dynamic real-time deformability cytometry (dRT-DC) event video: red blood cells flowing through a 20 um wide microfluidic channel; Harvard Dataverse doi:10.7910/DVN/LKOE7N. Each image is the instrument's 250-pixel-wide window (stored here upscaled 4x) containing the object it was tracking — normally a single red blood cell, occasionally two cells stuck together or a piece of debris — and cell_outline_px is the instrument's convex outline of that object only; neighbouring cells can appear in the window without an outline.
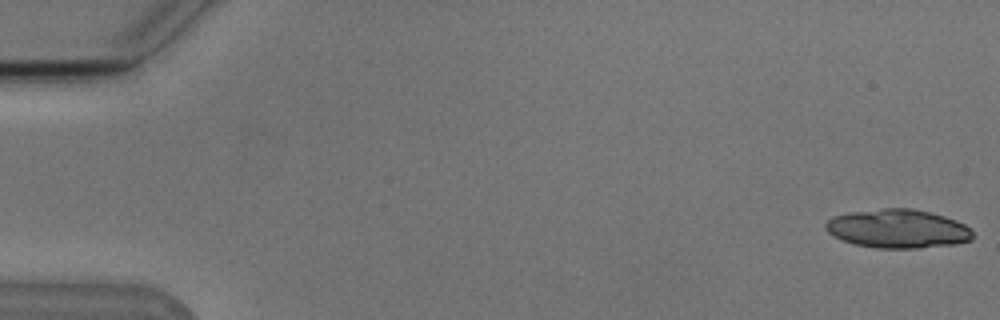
{"species": "Egyptian fruit bat (a non-hibernating species)", "species_latin": "Rousettus aegyptiacus", "temperature_condition": "cold", "stored_images_in_passage": 6, "camera_frame_rate_fps": 3000, "um_per_image_px": 0.085, "animal": {"sex": "male"}, "frame": {"image": 1, "passage_image": 1, "time_ms": 0.0, "image_size_px": [1000, 320], "cell_outline_px": [[972, 240], [956, 244], [920, 248], [876, 248], [856, 244], [832, 236], [824, 228], [824, 224], [832, 216], [848, 212], [884, 208], [912, 208], [944, 216], [956, 220], [972, 228]], "centroid_in_image_um": [76.31, 19.44], "position_along_channel_um": 8.7, "area_um2": 33.41}}